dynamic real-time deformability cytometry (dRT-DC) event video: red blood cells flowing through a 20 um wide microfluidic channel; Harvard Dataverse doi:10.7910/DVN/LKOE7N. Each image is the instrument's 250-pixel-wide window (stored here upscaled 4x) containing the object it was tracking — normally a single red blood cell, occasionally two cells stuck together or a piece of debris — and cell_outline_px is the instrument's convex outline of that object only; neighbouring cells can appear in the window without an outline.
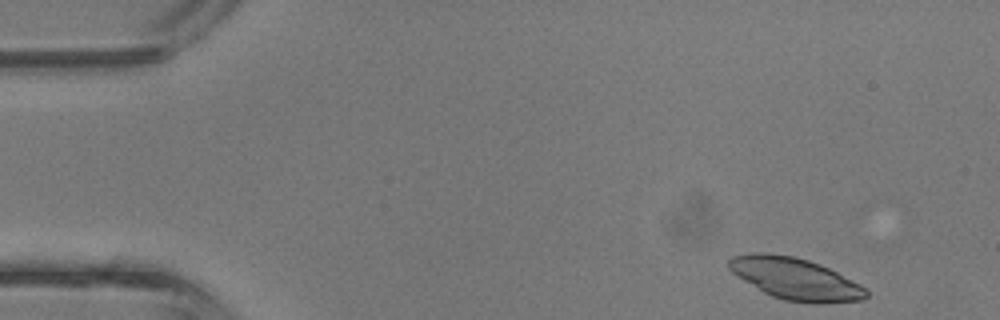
{"species": "common noctule bat (a hibernating species)", "species_latin": "Nyctalus noctula", "temperature_condition": "room temperature", "stored_images_in_passage": 35, "camera_frame_rate_fps": 3000, "um_per_image_px": 0.085, "animal": {"sex": "male", "body_mass_g": 13.3}, "frame": {"image": 1, "passage_image": 1, "time_ms": 0.0, "image_size_px": [1000, 320], "cell_outline_px": [[868, 296], [864, 300], [824, 304], [812, 304], [784, 300], [772, 296], [764, 292], [744, 280], [732, 272], [728, 268], [728, 260], [732, 256], [752, 252], [768, 252], [792, 256], [808, 260], [820, 264], [860, 284], [868, 292]], "centroid_in_image_um": [67.61, 23.7], "position_along_channel_um": 17.4, "area_um2": 33.52}}